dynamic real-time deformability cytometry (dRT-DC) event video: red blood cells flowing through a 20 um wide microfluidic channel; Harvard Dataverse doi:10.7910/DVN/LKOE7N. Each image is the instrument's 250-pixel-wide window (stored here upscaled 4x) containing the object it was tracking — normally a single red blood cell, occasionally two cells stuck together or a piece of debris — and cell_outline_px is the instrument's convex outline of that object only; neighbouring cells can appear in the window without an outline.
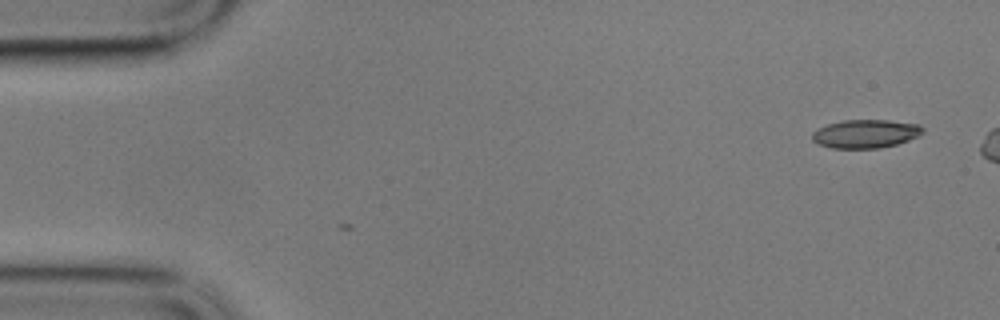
{"species": "common noctule bat (a hibernating species)", "species_latin": "Nyctalus noctula", "temperature_condition": "cold", "stored_images_in_passage": 7, "camera_frame_rate_fps": 3000, "um_per_image_px": 0.085, "animal": {"sex": "male", "body_mass_g": 17.9}, "frame": {"image": 1, "passage_image": 7, "time_ms": 2.0, "image_size_px": [1000, 320], "cell_outline_px": [[924, 132], [920, 136], [896, 144], [880, 148], [832, 148], [816, 144], [812, 140], [812, 132], [816, 128], [828, 124], [844, 120], [888, 120], [920, 124], [924, 128]], "centroid_in_image_um": [73.57, 11.37], "position_along_channel_um": 11.4, "area_um2": 18.55}}